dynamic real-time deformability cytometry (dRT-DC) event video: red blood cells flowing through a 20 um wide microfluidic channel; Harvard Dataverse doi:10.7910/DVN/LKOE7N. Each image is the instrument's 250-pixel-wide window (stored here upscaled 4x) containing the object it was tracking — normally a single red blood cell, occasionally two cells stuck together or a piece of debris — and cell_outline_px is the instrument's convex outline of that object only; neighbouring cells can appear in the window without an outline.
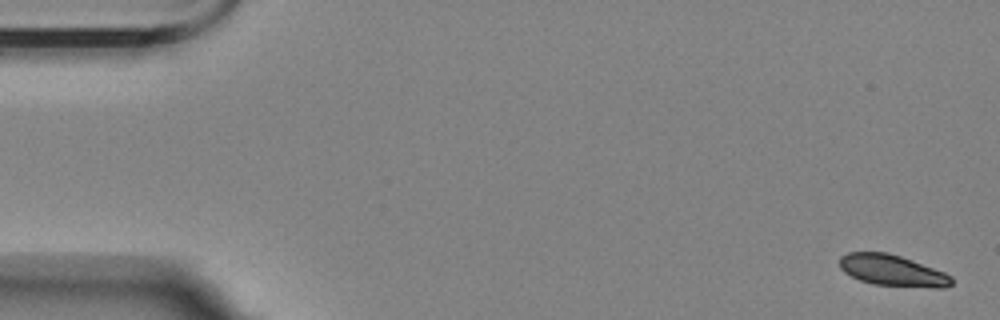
{"species": "Egyptian fruit bat (a non-hibernating species)", "species_latin": "Rousettus aegyptiacus", "temperature_condition": "room temperature", "stored_images_in_passage": 6, "camera_frame_rate_fps": 3000, "um_per_image_px": 0.085, "animal": {"sex": "female"}, "frame": {"image": 1, "passage_image": 1, "time_ms": 0.0, "image_size_px": [1000, 320], "cell_outline_px": [[952, 284], [944, 288], [936, 288], [872, 284], [860, 280], [844, 272], [840, 268], [840, 256], [848, 252], [888, 252], [912, 260], [944, 272], [952, 276]], "centroid_in_image_um": [75.85, 22.99], "position_along_channel_um": 9.1, "area_um2": 20.35}}
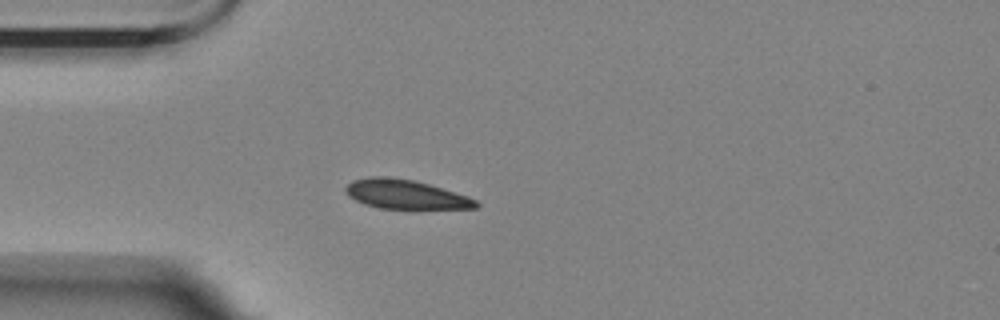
{"frame": {"image": 2, "passage_image": 5, "time_ms": 4.667, "image_size_px": [1000, 320], "cell_outline_px": [[480, 204], [476, 208], [380, 208], [364, 204], [348, 196], [344, 192], [344, 188], [352, 180], [368, 176], [384, 176], [412, 180], [428, 184], [468, 196], [476, 200]], "centroid_in_image_um": [34.41, 16.51], "position_along_channel_um": 50.6, "area_um2": 21.96}}